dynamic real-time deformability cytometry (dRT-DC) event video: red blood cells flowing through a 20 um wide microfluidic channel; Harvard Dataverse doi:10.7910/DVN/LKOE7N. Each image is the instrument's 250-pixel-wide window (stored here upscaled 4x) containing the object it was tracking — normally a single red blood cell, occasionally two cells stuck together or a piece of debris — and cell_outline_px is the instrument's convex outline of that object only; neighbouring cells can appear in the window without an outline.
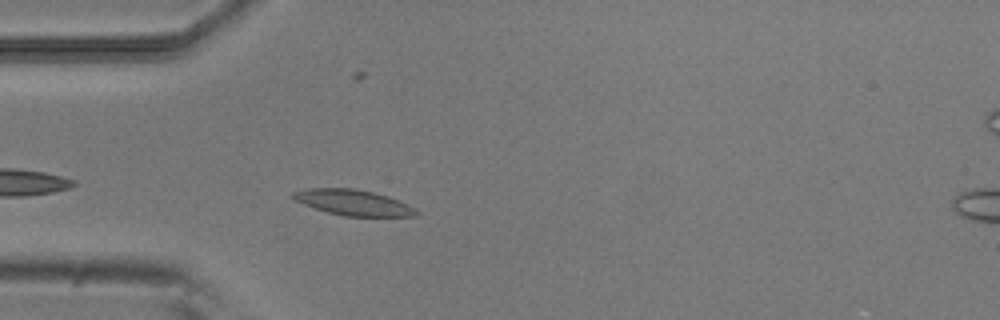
{"species": "common noctule bat (a hibernating species)", "species_latin": "Nyctalus noctula", "temperature_condition": "room temperature", "stored_images_in_passage": 38, "camera_frame_rate_fps": 3000, "um_per_image_px": 0.085, "animal": {"sex": "male", "body_mass_g": 20.5, "forearm_length_mm": 52.5}, "frame": {"image": 1, "passage_image": 4, "time_ms": 1.0, "image_size_px": [1000, 320], "cell_outline_px": [[420, 212], [416, 216], [344, 216], [328, 212], [304, 204], [296, 200], [292, 196], [292, 192], [308, 188], [356, 188], [388, 196], [408, 204], [416, 208]], "centroid_in_image_um": [30.07, 17.21], "position_along_channel_um": 54.9, "area_um2": 18.32}}
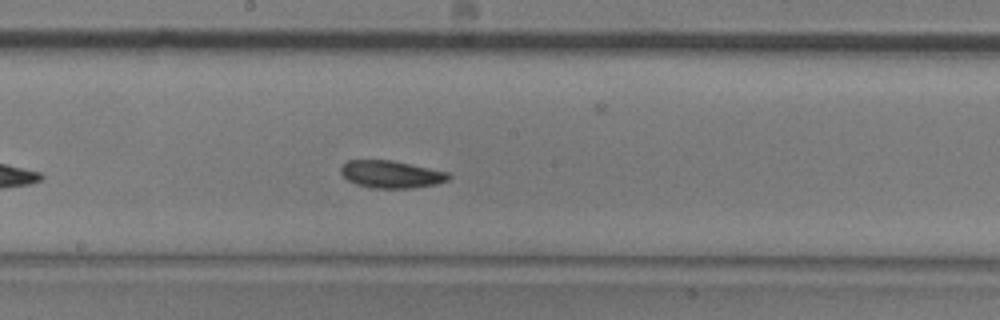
{"frame": {"image": 2, "passage_image": 17, "time_ms": 5.333, "image_size_px": [1000, 320], "cell_outline_px": [[452, 176], [448, 180], [436, 184], [412, 188], [372, 188], [356, 184], [348, 180], [340, 172], [340, 168], [348, 160], [392, 160], [448, 172]], "centroid_in_image_um": [33.26, 14.81], "position_along_channel_um": 214.9, "area_um2": 17.17}}
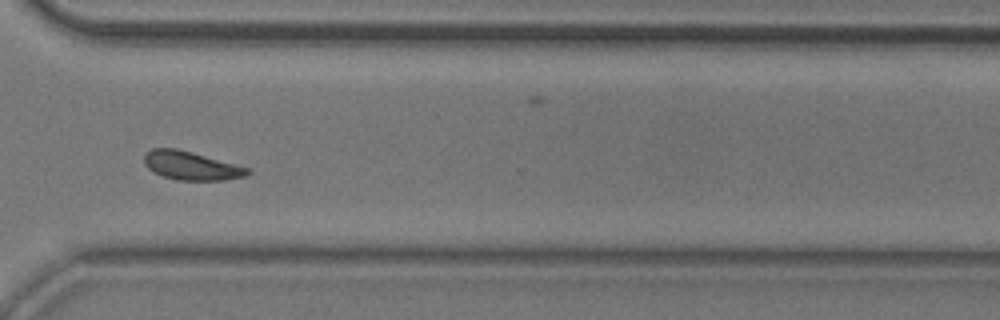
{"frame": {"image": 3, "passage_image": 28, "time_ms": 9.0, "image_size_px": [1000, 320], "cell_outline_px": [[252, 172], [244, 176], [224, 180], [176, 180], [152, 172], [144, 164], [144, 156], [152, 148], [176, 148], [192, 152], [248, 168]], "centroid_in_image_um": [16.21, 14.09], "position_along_channel_um": 354.4, "area_um2": 16.99}, "authors_computed_cell_mechanics": {"area_um2": 17.34, "velocity_mm_per_s": 3.8166, "shape_relaxation_time_tau1_ms": 3.1202, "shape_relaxation_time_tau2_ms": 4.6406, "deformation_change_tau1": 0.0918, "deformation_change_tau2": 0.107}}